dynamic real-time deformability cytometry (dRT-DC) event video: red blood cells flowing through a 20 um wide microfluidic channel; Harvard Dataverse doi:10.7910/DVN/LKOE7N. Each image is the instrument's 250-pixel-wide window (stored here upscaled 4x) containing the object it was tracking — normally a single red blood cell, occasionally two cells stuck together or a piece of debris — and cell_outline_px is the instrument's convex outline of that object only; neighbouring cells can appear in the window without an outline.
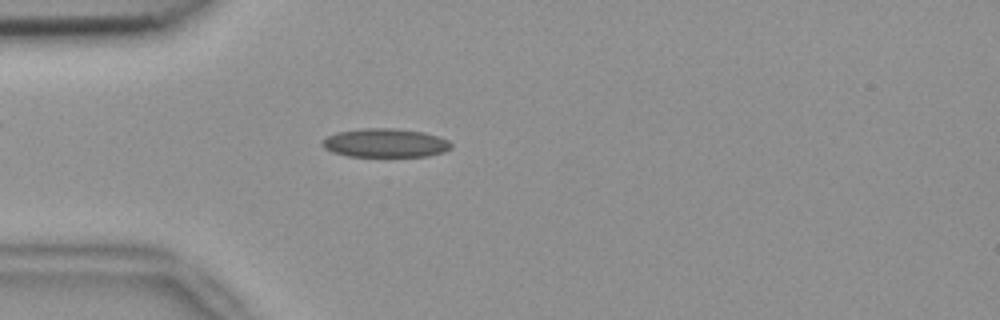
{"species": "common noctule bat (a hibernating species)", "species_latin": "Nyctalus noctula", "temperature_condition": "room temperature", "stored_images_in_passage": 52, "camera_frame_rate_fps": 3000, "um_per_image_px": 0.085, "animal": {"sex": "female", "body_mass_g": 18.4}, "frame": {"image": 1, "passage_image": 14, "time_ms": 4.333, "image_size_px": [1000, 320], "cell_outline_px": [[452, 148], [444, 152], [428, 156], [348, 156], [332, 152], [324, 148], [320, 144], [320, 140], [336, 132], [360, 128], [392, 128], [424, 132], [440, 136], [448, 140], [452, 144]], "centroid_in_image_um": [32.74, 12.14], "position_along_channel_um": 52.3, "area_um2": 21.85}}
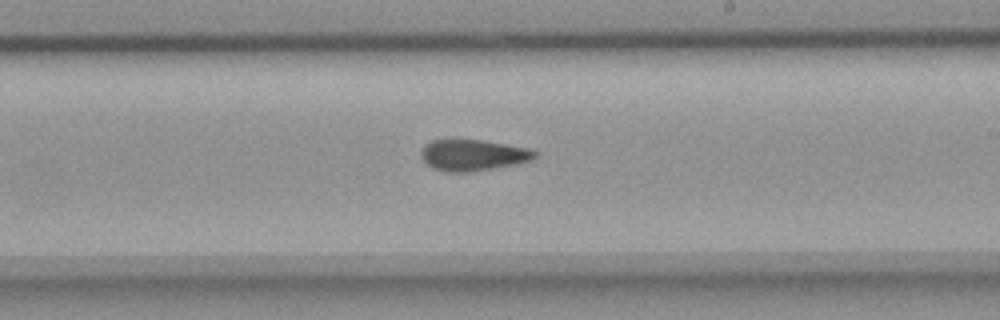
{"frame": {"image": 2, "passage_image": 30, "time_ms": 9.667, "image_size_px": [1000, 320], "cell_outline_px": [[536, 156], [532, 160], [516, 164], [472, 172], [444, 172], [432, 168], [420, 156], [420, 152], [424, 144], [432, 140], [448, 136], [456, 136], [532, 148], [536, 152]], "centroid_in_image_um": [40.15, 13.13], "position_along_channel_um": 248.9, "area_um2": 21.68}}
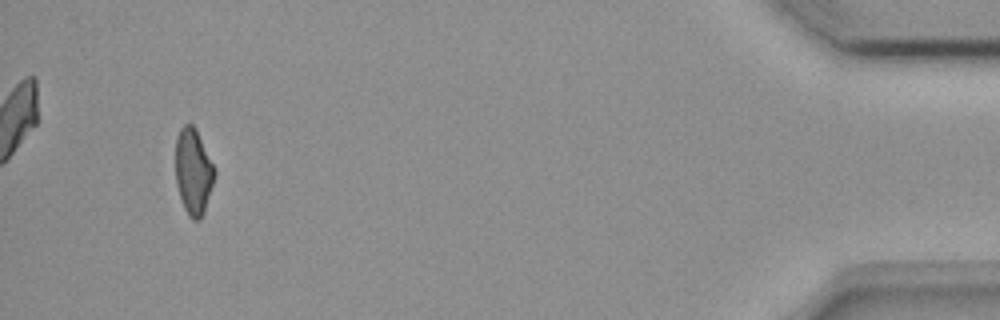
{"frame": {"image": 3, "passage_image": 49, "time_ms": 16.0, "image_size_px": [1000, 320], "cell_outline_px": [[216, 172], [204, 212], [200, 220], [192, 220], [188, 216], [180, 200], [176, 184], [176, 140], [180, 128], [184, 124], [192, 124], [196, 128], [216, 168]], "centroid_in_image_um": [16.44, 14.59], "position_along_channel_um": 418.8, "area_um2": 19.77}, "authors_computed_cell_mechanics": {"area_um2": 20.808, "velocity_mm_per_s": 3.8505, "shape_relaxation_time_tau1_ms": 10.0459, "shape_relaxation_time_tau2_ms": 2.5466, "deformation_change_tau1": 0.1868, "deformation_change_tau2": 0.0856}}